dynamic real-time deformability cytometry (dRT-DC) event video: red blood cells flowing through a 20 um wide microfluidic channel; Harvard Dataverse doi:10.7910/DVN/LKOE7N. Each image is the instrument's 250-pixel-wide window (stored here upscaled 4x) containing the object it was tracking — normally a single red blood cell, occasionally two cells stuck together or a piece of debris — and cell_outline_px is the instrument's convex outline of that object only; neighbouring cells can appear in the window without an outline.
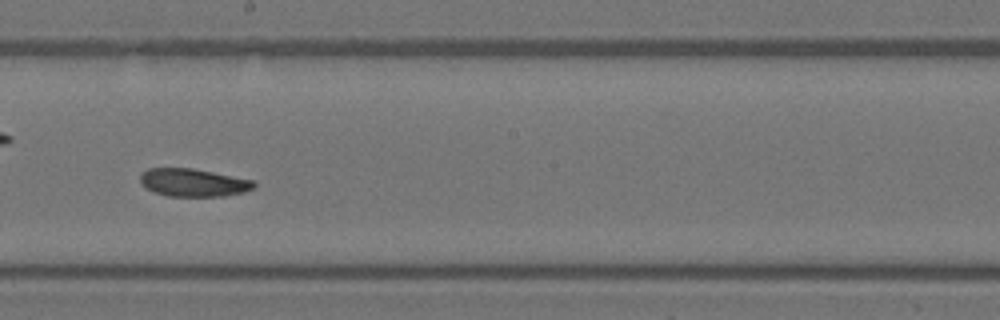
{"species": "Egyptian fruit bat (a non-hibernating species)", "species_latin": "Rousettus aegyptiacus", "temperature_condition": "warm", "stored_images_in_passage": 38, "camera_frame_rate_fps": 3000, "um_per_image_px": 0.085, "animal": {"sex": "female"}, "frame": {"image": 1, "passage_image": 17, "time_ms": 5.333, "image_size_px": [1000, 320], "cell_outline_px": [[256, 188], [244, 192], [224, 196], [168, 196], [152, 192], [140, 180], [140, 172], [148, 168], [192, 168], [252, 180], [256, 184]], "centroid_in_image_um": [16.42, 15.52], "position_along_channel_um": 231.8, "area_um2": 18.44}}